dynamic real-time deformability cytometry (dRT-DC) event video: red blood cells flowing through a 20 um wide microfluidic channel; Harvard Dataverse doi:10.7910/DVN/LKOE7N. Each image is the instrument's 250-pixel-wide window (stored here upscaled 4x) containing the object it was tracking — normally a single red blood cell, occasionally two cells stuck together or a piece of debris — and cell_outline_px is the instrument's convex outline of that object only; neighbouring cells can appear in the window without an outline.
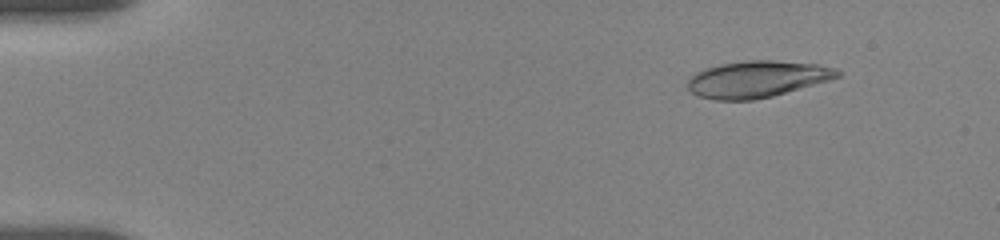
{"species": "human", "species_latin": "Homo sapiens", "temperature_condition": "room temperature", "stored_images_in_passage": 10, "camera_frame_rate_fps": 3000, "um_per_image_px": 0.085, "donor": {"sex": "female"}, "frame": {"image": 1, "passage_image": 4, "time_ms": 1.333, "image_size_px": [1000, 240], "cell_outline_px": [[840, 76], [828, 80], [772, 96], [752, 100], [716, 100], [696, 96], [684, 84], [696, 72], [704, 68], [720, 64], [744, 60], [772, 60], [820, 64], [836, 68], [840, 72]], "centroid_in_image_um": [64.31, 6.72], "position_along_channel_um": 20.7, "area_um2": 32.02}}